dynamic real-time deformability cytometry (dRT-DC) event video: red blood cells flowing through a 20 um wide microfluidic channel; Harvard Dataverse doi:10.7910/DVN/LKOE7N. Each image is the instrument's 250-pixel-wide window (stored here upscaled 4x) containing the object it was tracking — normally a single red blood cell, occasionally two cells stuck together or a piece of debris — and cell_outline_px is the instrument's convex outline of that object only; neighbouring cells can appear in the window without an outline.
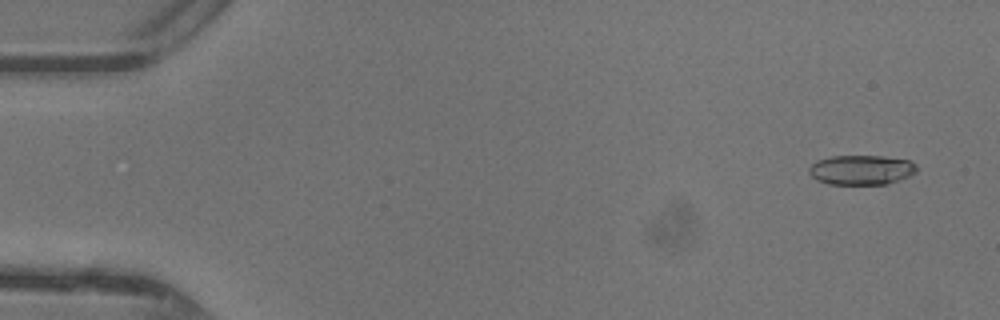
{"species": "common noctule bat (a hibernating species)", "species_latin": "Nyctalus noctula", "temperature_condition": "warm", "stored_images_in_passage": 47, "camera_frame_rate_fps": 3000, "um_per_image_px": 0.085, "animal": {"sex": "female"}, "frame": {"image": 1, "passage_image": 3, "time_ms": 0.667, "image_size_px": [1000, 320], "cell_outline_px": [[916, 172], [908, 176], [888, 184], [828, 184], [816, 180], [808, 172], [808, 168], [816, 160], [832, 156], [880, 156], [912, 160], [916, 164]], "centroid_in_image_um": [73.2, 14.44], "position_along_channel_um": 11.8, "area_um2": 18.73}}
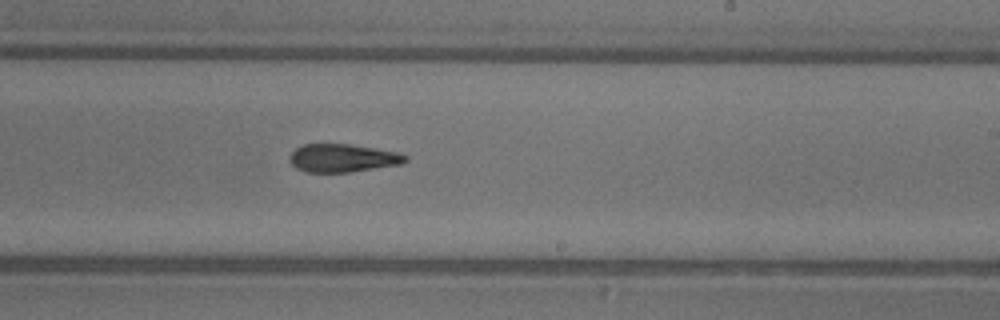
{"frame": {"image": 2, "passage_image": 29, "time_ms": 9.333, "image_size_px": [1000, 320], "cell_outline_px": [[408, 160], [400, 164], [348, 172], [304, 172], [296, 168], [288, 160], [288, 156], [296, 148], [304, 144], [348, 144], [376, 148], [396, 152], [408, 156]], "centroid_in_image_um": [29.09, 13.43], "position_along_channel_um": 259.9, "area_um2": 18.9}}
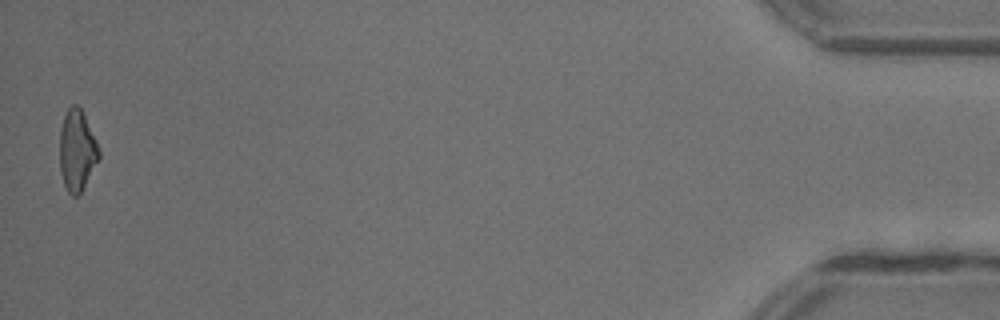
{"frame": {"image": 3, "passage_image": 47, "time_ms": 15.333, "image_size_px": [1000, 320], "cell_outline_px": [[100, 156], [80, 192], [76, 196], [72, 196], [68, 192], [64, 184], [60, 172], [60, 132], [64, 116], [68, 108], [72, 104], [76, 104], [80, 108], [96, 140], [100, 152]], "centroid_in_image_um": [6.53, 12.78], "position_along_channel_um": 428.7, "area_um2": 18.09}, "authors_computed_cell_mechanics": {"area_um2": 19.074, "velocity_mm_per_s": 4.4329, "shape_relaxation_time_tau1_ms": 9.281, "shape_relaxation_time_tau2_ms": 7.1006, "deformation_change_tau1": 0.2803, "deformation_change_tau2": 0.2085}}